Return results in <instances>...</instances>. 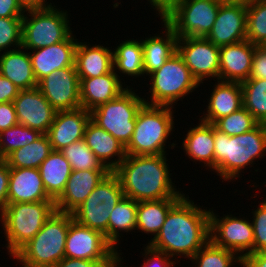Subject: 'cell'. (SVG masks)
Segmentation results:
<instances>
[{
  "label": "cell",
  "instance_id": "1",
  "mask_svg": "<svg viewBox=\"0 0 266 267\" xmlns=\"http://www.w3.org/2000/svg\"><path fill=\"white\" fill-rule=\"evenodd\" d=\"M189 198L184 194L170 208L160 232L148 242L175 259L190 260L210 240V208L202 209Z\"/></svg>",
  "mask_w": 266,
  "mask_h": 267
},
{
  "label": "cell",
  "instance_id": "2",
  "mask_svg": "<svg viewBox=\"0 0 266 267\" xmlns=\"http://www.w3.org/2000/svg\"><path fill=\"white\" fill-rule=\"evenodd\" d=\"M167 161L166 154L126 155L112 172L124 196L137 202L181 198L184 193L174 186Z\"/></svg>",
  "mask_w": 266,
  "mask_h": 267
},
{
  "label": "cell",
  "instance_id": "3",
  "mask_svg": "<svg viewBox=\"0 0 266 267\" xmlns=\"http://www.w3.org/2000/svg\"><path fill=\"white\" fill-rule=\"evenodd\" d=\"M214 144V172L222 182L237 180L245 168L265 157L266 124L236 136H228L214 126Z\"/></svg>",
  "mask_w": 266,
  "mask_h": 267
},
{
  "label": "cell",
  "instance_id": "4",
  "mask_svg": "<svg viewBox=\"0 0 266 267\" xmlns=\"http://www.w3.org/2000/svg\"><path fill=\"white\" fill-rule=\"evenodd\" d=\"M72 213L54 211L41 230L14 256L22 267H54L65 257Z\"/></svg>",
  "mask_w": 266,
  "mask_h": 267
},
{
  "label": "cell",
  "instance_id": "5",
  "mask_svg": "<svg viewBox=\"0 0 266 267\" xmlns=\"http://www.w3.org/2000/svg\"><path fill=\"white\" fill-rule=\"evenodd\" d=\"M173 107L144 104L136 115V125L126 155H160L166 153V141L174 130Z\"/></svg>",
  "mask_w": 266,
  "mask_h": 267
},
{
  "label": "cell",
  "instance_id": "6",
  "mask_svg": "<svg viewBox=\"0 0 266 267\" xmlns=\"http://www.w3.org/2000/svg\"><path fill=\"white\" fill-rule=\"evenodd\" d=\"M55 210L54 201L7 203L0 221L9 257H13L41 230Z\"/></svg>",
  "mask_w": 266,
  "mask_h": 267
},
{
  "label": "cell",
  "instance_id": "7",
  "mask_svg": "<svg viewBox=\"0 0 266 267\" xmlns=\"http://www.w3.org/2000/svg\"><path fill=\"white\" fill-rule=\"evenodd\" d=\"M150 78L148 100L145 104L152 106L173 107L177 102L194 92L200 84L192 76L183 58L176 52L165 64L148 75ZM176 103V104H175Z\"/></svg>",
  "mask_w": 266,
  "mask_h": 267
},
{
  "label": "cell",
  "instance_id": "8",
  "mask_svg": "<svg viewBox=\"0 0 266 267\" xmlns=\"http://www.w3.org/2000/svg\"><path fill=\"white\" fill-rule=\"evenodd\" d=\"M223 1L168 0L160 20L163 19L178 38L206 37L212 29Z\"/></svg>",
  "mask_w": 266,
  "mask_h": 267
},
{
  "label": "cell",
  "instance_id": "9",
  "mask_svg": "<svg viewBox=\"0 0 266 267\" xmlns=\"http://www.w3.org/2000/svg\"><path fill=\"white\" fill-rule=\"evenodd\" d=\"M68 15L55 5L26 10L22 18V47L29 51L66 40L73 33Z\"/></svg>",
  "mask_w": 266,
  "mask_h": 267
},
{
  "label": "cell",
  "instance_id": "10",
  "mask_svg": "<svg viewBox=\"0 0 266 267\" xmlns=\"http://www.w3.org/2000/svg\"><path fill=\"white\" fill-rule=\"evenodd\" d=\"M139 96L128 86L113 100L92 109L90 119L126 147L135 130L136 115L145 104V98Z\"/></svg>",
  "mask_w": 266,
  "mask_h": 267
},
{
  "label": "cell",
  "instance_id": "11",
  "mask_svg": "<svg viewBox=\"0 0 266 267\" xmlns=\"http://www.w3.org/2000/svg\"><path fill=\"white\" fill-rule=\"evenodd\" d=\"M124 196L118 177L111 171L73 212V219L101 232L108 240V221L115 205Z\"/></svg>",
  "mask_w": 266,
  "mask_h": 267
},
{
  "label": "cell",
  "instance_id": "12",
  "mask_svg": "<svg viewBox=\"0 0 266 267\" xmlns=\"http://www.w3.org/2000/svg\"><path fill=\"white\" fill-rule=\"evenodd\" d=\"M233 216L220 217L210 210V240L236 253L240 258L253 253L254 232L251 220Z\"/></svg>",
  "mask_w": 266,
  "mask_h": 267
},
{
  "label": "cell",
  "instance_id": "13",
  "mask_svg": "<svg viewBox=\"0 0 266 267\" xmlns=\"http://www.w3.org/2000/svg\"><path fill=\"white\" fill-rule=\"evenodd\" d=\"M101 232L72 219L65 243V257L98 261H115L122 255Z\"/></svg>",
  "mask_w": 266,
  "mask_h": 267
},
{
  "label": "cell",
  "instance_id": "14",
  "mask_svg": "<svg viewBox=\"0 0 266 267\" xmlns=\"http://www.w3.org/2000/svg\"><path fill=\"white\" fill-rule=\"evenodd\" d=\"M177 52L199 84L209 78L220 80L219 47L206 37L178 38Z\"/></svg>",
  "mask_w": 266,
  "mask_h": 267
},
{
  "label": "cell",
  "instance_id": "15",
  "mask_svg": "<svg viewBox=\"0 0 266 267\" xmlns=\"http://www.w3.org/2000/svg\"><path fill=\"white\" fill-rule=\"evenodd\" d=\"M37 87L56 111L81 108L80 79L75 66L53 71Z\"/></svg>",
  "mask_w": 266,
  "mask_h": 267
},
{
  "label": "cell",
  "instance_id": "16",
  "mask_svg": "<svg viewBox=\"0 0 266 267\" xmlns=\"http://www.w3.org/2000/svg\"><path fill=\"white\" fill-rule=\"evenodd\" d=\"M246 0H224L206 38L221 47L246 40Z\"/></svg>",
  "mask_w": 266,
  "mask_h": 267
},
{
  "label": "cell",
  "instance_id": "17",
  "mask_svg": "<svg viewBox=\"0 0 266 267\" xmlns=\"http://www.w3.org/2000/svg\"><path fill=\"white\" fill-rule=\"evenodd\" d=\"M13 104L18 124L37 130L41 134H47L57 111L38 87L20 90Z\"/></svg>",
  "mask_w": 266,
  "mask_h": 267
},
{
  "label": "cell",
  "instance_id": "18",
  "mask_svg": "<svg viewBox=\"0 0 266 267\" xmlns=\"http://www.w3.org/2000/svg\"><path fill=\"white\" fill-rule=\"evenodd\" d=\"M73 33L64 41L29 51L32 70L37 83L53 71L75 66L78 39Z\"/></svg>",
  "mask_w": 266,
  "mask_h": 267
},
{
  "label": "cell",
  "instance_id": "19",
  "mask_svg": "<svg viewBox=\"0 0 266 267\" xmlns=\"http://www.w3.org/2000/svg\"><path fill=\"white\" fill-rule=\"evenodd\" d=\"M110 172V170H72L63 193L55 201L56 211L72 213Z\"/></svg>",
  "mask_w": 266,
  "mask_h": 267
},
{
  "label": "cell",
  "instance_id": "20",
  "mask_svg": "<svg viewBox=\"0 0 266 267\" xmlns=\"http://www.w3.org/2000/svg\"><path fill=\"white\" fill-rule=\"evenodd\" d=\"M90 120V111L84 108L57 111L47 136L51 147L60 151L71 143L84 139L85 127Z\"/></svg>",
  "mask_w": 266,
  "mask_h": 267
},
{
  "label": "cell",
  "instance_id": "21",
  "mask_svg": "<svg viewBox=\"0 0 266 267\" xmlns=\"http://www.w3.org/2000/svg\"><path fill=\"white\" fill-rule=\"evenodd\" d=\"M255 47L248 40L219 47L220 80L241 83L249 79Z\"/></svg>",
  "mask_w": 266,
  "mask_h": 267
},
{
  "label": "cell",
  "instance_id": "22",
  "mask_svg": "<svg viewBox=\"0 0 266 267\" xmlns=\"http://www.w3.org/2000/svg\"><path fill=\"white\" fill-rule=\"evenodd\" d=\"M53 201L39 168H9L8 203Z\"/></svg>",
  "mask_w": 266,
  "mask_h": 267
},
{
  "label": "cell",
  "instance_id": "23",
  "mask_svg": "<svg viewBox=\"0 0 266 267\" xmlns=\"http://www.w3.org/2000/svg\"><path fill=\"white\" fill-rule=\"evenodd\" d=\"M79 79L81 108L88 111L113 100L128 88L114 70L98 77Z\"/></svg>",
  "mask_w": 266,
  "mask_h": 267
},
{
  "label": "cell",
  "instance_id": "24",
  "mask_svg": "<svg viewBox=\"0 0 266 267\" xmlns=\"http://www.w3.org/2000/svg\"><path fill=\"white\" fill-rule=\"evenodd\" d=\"M212 93L207 99L206 112L199 120L214 124L218 119L228 116L243 107L242 88L240 82L217 80ZM205 113V114H204Z\"/></svg>",
  "mask_w": 266,
  "mask_h": 267
},
{
  "label": "cell",
  "instance_id": "25",
  "mask_svg": "<svg viewBox=\"0 0 266 267\" xmlns=\"http://www.w3.org/2000/svg\"><path fill=\"white\" fill-rule=\"evenodd\" d=\"M84 141L110 171H113L126 157L125 147L91 119L85 127Z\"/></svg>",
  "mask_w": 266,
  "mask_h": 267
},
{
  "label": "cell",
  "instance_id": "26",
  "mask_svg": "<svg viewBox=\"0 0 266 267\" xmlns=\"http://www.w3.org/2000/svg\"><path fill=\"white\" fill-rule=\"evenodd\" d=\"M75 68L79 78L98 77L113 70V51L102 45L77 43Z\"/></svg>",
  "mask_w": 266,
  "mask_h": 267
},
{
  "label": "cell",
  "instance_id": "27",
  "mask_svg": "<svg viewBox=\"0 0 266 267\" xmlns=\"http://www.w3.org/2000/svg\"><path fill=\"white\" fill-rule=\"evenodd\" d=\"M161 23H163L165 29L164 32L160 33L162 36L156 33L155 36L141 39L144 73L147 76L161 68L177 52V35L163 19Z\"/></svg>",
  "mask_w": 266,
  "mask_h": 267
},
{
  "label": "cell",
  "instance_id": "28",
  "mask_svg": "<svg viewBox=\"0 0 266 267\" xmlns=\"http://www.w3.org/2000/svg\"><path fill=\"white\" fill-rule=\"evenodd\" d=\"M199 122L193 128L190 127L183 137L182 149L191 161L202 162L214 172V124L202 120Z\"/></svg>",
  "mask_w": 266,
  "mask_h": 267
},
{
  "label": "cell",
  "instance_id": "29",
  "mask_svg": "<svg viewBox=\"0 0 266 267\" xmlns=\"http://www.w3.org/2000/svg\"><path fill=\"white\" fill-rule=\"evenodd\" d=\"M0 74L9 79L19 90L38 86L29 52L23 47L0 53Z\"/></svg>",
  "mask_w": 266,
  "mask_h": 267
},
{
  "label": "cell",
  "instance_id": "30",
  "mask_svg": "<svg viewBox=\"0 0 266 267\" xmlns=\"http://www.w3.org/2000/svg\"><path fill=\"white\" fill-rule=\"evenodd\" d=\"M39 171L48 196L55 202L72 172L70 163L60 151L53 150L39 166Z\"/></svg>",
  "mask_w": 266,
  "mask_h": 267
},
{
  "label": "cell",
  "instance_id": "31",
  "mask_svg": "<svg viewBox=\"0 0 266 267\" xmlns=\"http://www.w3.org/2000/svg\"><path fill=\"white\" fill-rule=\"evenodd\" d=\"M180 198L139 201L136 214V230L144 234L156 235L160 232L170 208Z\"/></svg>",
  "mask_w": 266,
  "mask_h": 267
},
{
  "label": "cell",
  "instance_id": "32",
  "mask_svg": "<svg viewBox=\"0 0 266 267\" xmlns=\"http://www.w3.org/2000/svg\"><path fill=\"white\" fill-rule=\"evenodd\" d=\"M113 70L131 77H144L143 46L141 40L127 39L122 41L113 51ZM118 70V71H117ZM120 75H119V74Z\"/></svg>",
  "mask_w": 266,
  "mask_h": 267
},
{
  "label": "cell",
  "instance_id": "33",
  "mask_svg": "<svg viewBox=\"0 0 266 267\" xmlns=\"http://www.w3.org/2000/svg\"><path fill=\"white\" fill-rule=\"evenodd\" d=\"M138 202L123 196L110 213L108 221V241L118 250L123 232L136 230V214ZM121 234V236H120Z\"/></svg>",
  "mask_w": 266,
  "mask_h": 267
},
{
  "label": "cell",
  "instance_id": "34",
  "mask_svg": "<svg viewBox=\"0 0 266 267\" xmlns=\"http://www.w3.org/2000/svg\"><path fill=\"white\" fill-rule=\"evenodd\" d=\"M52 151L47 134H42L33 143L12 152L5 160L9 168H39Z\"/></svg>",
  "mask_w": 266,
  "mask_h": 267
},
{
  "label": "cell",
  "instance_id": "35",
  "mask_svg": "<svg viewBox=\"0 0 266 267\" xmlns=\"http://www.w3.org/2000/svg\"><path fill=\"white\" fill-rule=\"evenodd\" d=\"M243 107L260 123L266 124V80L254 78L241 82Z\"/></svg>",
  "mask_w": 266,
  "mask_h": 267
},
{
  "label": "cell",
  "instance_id": "36",
  "mask_svg": "<svg viewBox=\"0 0 266 267\" xmlns=\"http://www.w3.org/2000/svg\"><path fill=\"white\" fill-rule=\"evenodd\" d=\"M195 267H233L241 266V258L234 252L215 245L209 240L191 258Z\"/></svg>",
  "mask_w": 266,
  "mask_h": 267
},
{
  "label": "cell",
  "instance_id": "37",
  "mask_svg": "<svg viewBox=\"0 0 266 267\" xmlns=\"http://www.w3.org/2000/svg\"><path fill=\"white\" fill-rule=\"evenodd\" d=\"M246 40L266 45V0H247Z\"/></svg>",
  "mask_w": 266,
  "mask_h": 267
},
{
  "label": "cell",
  "instance_id": "38",
  "mask_svg": "<svg viewBox=\"0 0 266 267\" xmlns=\"http://www.w3.org/2000/svg\"><path fill=\"white\" fill-rule=\"evenodd\" d=\"M60 152L70 163L72 170H109L90 150L84 139L71 143Z\"/></svg>",
  "mask_w": 266,
  "mask_h": 267
},
{
  "label": "cell",
  "instance_id": "39",
  "mask_svg": "<svg viewBox=\"0 0 266 267\" xmlns=\"http://www.w3.org/2000/svg\"><path fill=\"white\" fill-rule=\"evenodd\" d=\"M42 134L25 125L17 124L0 132V155L5 160L18 148L36 141Z\"/></svg>",
  "mask_w": 266,
  "mask_h": 267
},
{
  "label": "cell",
  "instance_id": "40",
  "mask_svg": "<svg viewBox=\"0 0 266 267\" xmlns=\"http://www.w3.org/2000/svg\"><path fill=\"white\" fill-rule=\"evenodd\" d=\"M259 124L252 114L242 107L238 111L218 119L214 126L228 136H236L253 130Z\"/></svg>",
  "mask_w": 266,
  "mask_h": 267
},
{
  "label": "cell",
  "instance_id": "41",
  "mask_svg": "<svg viewBox=\"0 0 266 267\" xmlns=\"http://www.w3.org/2000/svg\"><path fill=\"white\" fill-rule=\"evenodd\" d=\"M20 47H22V18L0 17V53Z\"/></svg>",
  "mask_w": 266,
  "mask_h": 267
},
{
  "label": "cell",
  "instance_id": "42",
  "mask_svg": "<svg viewBox=\"0 0 266 267\" xmlns=\"http://www.w3.org/2000/svg\"><path fill=\"white\" fill-rule=\"evenodd\" d=\"M257 209L252 211V226L254 232L253 253L266 252V198Z\"/></svg>",
  "mask_w": 266,
  "mask_h": 267
},
{
  "label": "cell",
  "instance_id": "43",
  "mask_svg": "<svg viewBox=\"0 0 266 267\" xmlns=\"http://www.w3.org/2000/svg\"><path fill=\"white\" fill-rule=\"evenodd\" d=\"M143 250L144 262L141 267H175V264H180L178 260L168 256L163 251L154 249L149 244Z\"/></svg>",
  "mask_w": 266,
  "mask_h": 267
},
{
  "label": "cell",
  "instance_id": "44",
  "mask_svg": "<svg viewBox=\"0 0 266 267\" xmlns=\"http://www.w3.org/2000/svg\"><path fill=\"white\" fill-rule=\"evenodd\" d=\"M254 78L266 80V45L255 47L249 79Z\"/></svg>",
  "mask_w": 266,
  "mask_h": 267
},
{
  "label": "cell",
  "instance_id": "45",
  "mask_svg": "<svg viewBox=\"0 0 266 267\" xmlns=\"http://www.w3.org/2000/svg\"><path fill=\"white\" fill-rule=\"evenodd\" d=\"M18 124L13 102L0 103V132Z\"/></svg>",
  "mask_w": 266,
  "mask_h": 267
},
{
  "label": "cell",
  "instance_id": "46",
  "mask_svg": "<svg viewBox=\"0 0 266 267\" xmlns=\"http://www.w3.org/2000/svg\"><path fill=\"white\" fill-rule=\"evenodd\" d=\"M9 166L6 160L0 161V215L8 203Z\"/></svg>",
  "mask_w": 266,
  "mask_h": 267
},
{
  "label": "cell",
  "instance_id": "47",
  "mask_svg": "<svg viewBox=\"0 0 266 267\" xmlns=\"http://www.w3.org/2000/svg\"><path fill=\"white\" fill-rule=\"evenodd\" d=\"M113 262L64 257L54 267H108Z\"/></svg>",
  "mask_w": 266,
  "mask_h": 267
},
{
  "label": "cell",
  "instance_id": "48",
  "mask_svg": "<svg viewBox=\"0 0 266 267\" xmlns=\"http://www.w3.org/2000/svg\"><path fill=\"white\" fill-rule=\"evenodd\" d=\"M25 10L17 0H0V17L23 18Z\"/></svg>",
  "mask_w": 266,
  "mask_h": 267
},
{
  "label": "cell",
  "instance_id": "49",
  "mask_svg": "<svg viewBox=\"0 0 266 267\" xmlns=\"http://www.w3.org/2000/svg\"><path fill=\"white\" fill-rule=\"evenodd\" d=\"M19 91L9 79L0 74V103L13 102Z\"/></svg>",
  "mask_w": 266,
  "mask_h": 267
},
{
  "label": "cell",
  "instance_id": "50",
  "mask_svg": "<svg viewBox=\"0 0 266 267\" xmlns=\"http://www.w3.org/2000/svg\"><path fill=\"white\" fill-rule=\"evenodd\" d=\"M242 267H266V252H256L241 258Z\"/></svg>",
  "mask_w": 266,
  "mask_h": 267
},
{
  "label": "cell",
  "instance_id": "51",
  "mask_svg": "<svg viewBox=\"0 0 266 267\" xmlns=\"http://www.w3.org/2000/svg\"><path fill=\"white\" fill-rule=\"evenodd\" d=\"M17 1L25 11L45 8L52 5V3L47 2V0H17Z\"/></svg>",
  "mask_w": 266,
  "mask_h": 267
},
{
  "label": "cell",
  "instance_id": "52",
  "mask_svg": "<svg viewBox=\"0 0 266 267\" xmlns=\"http://www.w3.org/2000/svg\"><path fill=\"white\" fill-rule=\"evenodd\" d=\"M147 1L151 4V7L156 11V14H158L159 17H161L164 14L168 0H147Z\"/></svg>",
  "mask_w": 266,
  "mask_h": 267
},
{
  "label": "cell",
  "instance_id": "53",
  "mask_svg": "<svg viewBox=\"0 0 266 267\" xmlns=\"http://www.w3.org/2000/svg\"><path fill=\"white\" fill-rule=\"evenodd\" d=\"M122 256H119L111 265H109L108 267H124L121 263H124V261L122 262L123 258ZM122 265V266H121ZM127 267V266H125Z\"/></svg>",
  "mask_w": 266,
  "mask_h": 267
}]
</instances>
